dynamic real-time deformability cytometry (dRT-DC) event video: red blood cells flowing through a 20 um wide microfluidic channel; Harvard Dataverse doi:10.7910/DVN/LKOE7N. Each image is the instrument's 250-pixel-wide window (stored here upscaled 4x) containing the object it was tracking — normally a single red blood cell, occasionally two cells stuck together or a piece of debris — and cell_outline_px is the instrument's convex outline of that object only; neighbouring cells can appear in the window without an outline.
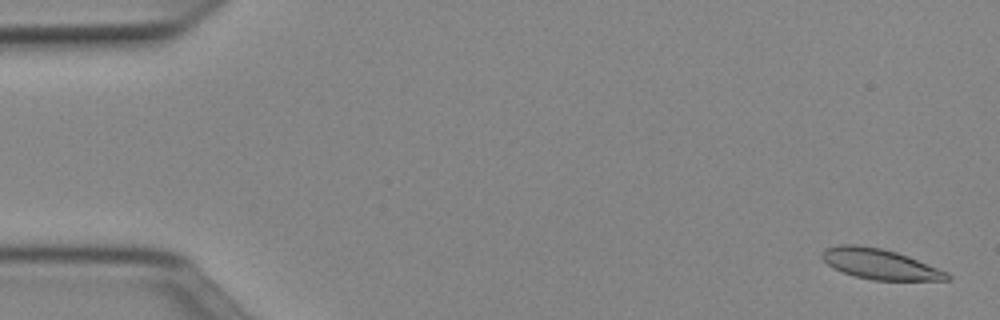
{"species": "Egyptian fruit bat (a non-hibernating species)", "species_latin": "Rousettus aegyptiacus", "temperature_condition": "cold", "stored_images_in_passage": 51, "camera_frame_rate_fps": 3000, "um_per_image_px": 0.085, "animal": {"sex": "female"}, "frame": {"image": 1, "passage_image": 2, "time_ms": 0.333, "image_size_px": [1000, 320], "cell_outline_px": [[952, 280], [872, 280], [856, 276], [832, 268], [820, 256], [820, 252], [828, 248], [840, 244], [856, 244], [880, 248], [896, 252], [908, 256], [948, 272], [952, 276]], "centroid_in_image_um": [74.8, 22.44], "position_along_channel_um": 10.2, "area_um2": 22.08}}
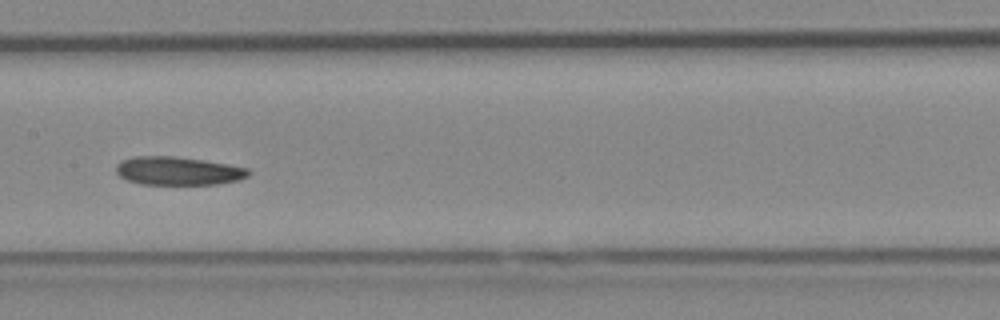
{"frame": {"image": 2, "passage_image": 26, "time_ms": 8.333, "image_size_px": [1000, 320], "cell_outline_px": [[252, 172], [248, 176], [240, 180], [216, 184], [140, 184], [128, 180], [120, 176], [116, 172], [116, 164], [120, 160], [132, 156], [176, 156], [204, 160], [228, 164], [248, 168]], "centroid_in_image_um": [15.14, 14.52], "position_along_channel_um": 192.3, "area_um2": 22.08}}
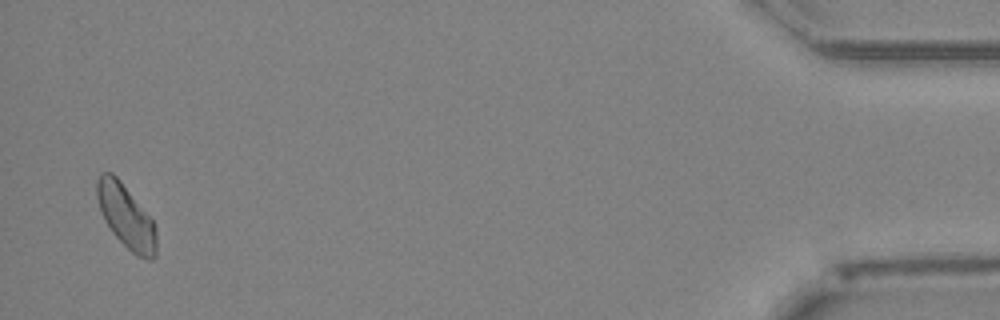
{"frame": {"image": 3, "passage_image": 50, "time_ms": 16.333, "image_size_px": [1000, 320], "cell_outline_px": [[156, 256], [152, 260], [148, 260], [136, 256], [112, 232], [104, 220], [100, 212], [96, 196], [96, 180], [100, 172], [112, 172], [120, 180], [152, 220], [156, 228]], "centroid_in_image_um": [10.69, 18.39], "position_along_channel_um": 424.5, "area_um2": 21.96}}